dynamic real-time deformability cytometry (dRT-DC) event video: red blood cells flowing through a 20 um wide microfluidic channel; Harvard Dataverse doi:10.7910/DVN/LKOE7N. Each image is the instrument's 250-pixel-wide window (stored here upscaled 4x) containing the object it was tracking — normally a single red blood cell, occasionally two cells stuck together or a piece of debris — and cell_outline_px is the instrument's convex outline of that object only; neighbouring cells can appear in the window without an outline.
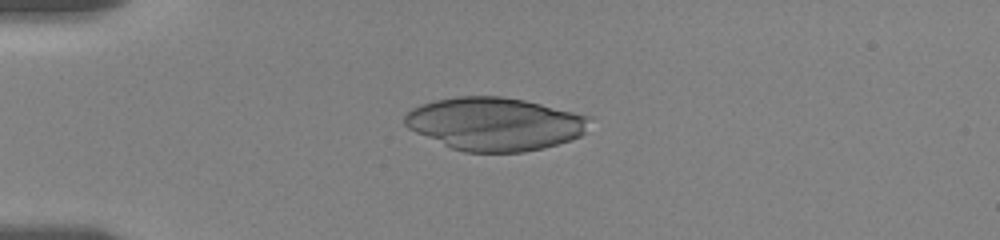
{"species": "human", "species_latin": "Homo sapiens", "temperature_condition": "room temperature", "stored_images_in_passage": 9, "camera_frame_rate_fps": 3000, "um_per_image_px": 0.085, "donor": {"sex": "female"}, "frame": {"image": 1, "passage_image": 6, "time_ms": 3.333, "image_size_px": [1000, 240], "cell_outline_px": [[592, 116], [584, 132], [580, 136], [544, 148], [524, 152], [464, 152], [452, 148], [416, 132], [408, 128], [404, 124], [404, 116], [412, 108], [420, 104], [436, 100], [460, 96], [500, 96], [524, 100]], "centroid_in_image_um": [42.05, 10.53], "position_along_channel_um": 42.9, "area_um2": 56.93}}